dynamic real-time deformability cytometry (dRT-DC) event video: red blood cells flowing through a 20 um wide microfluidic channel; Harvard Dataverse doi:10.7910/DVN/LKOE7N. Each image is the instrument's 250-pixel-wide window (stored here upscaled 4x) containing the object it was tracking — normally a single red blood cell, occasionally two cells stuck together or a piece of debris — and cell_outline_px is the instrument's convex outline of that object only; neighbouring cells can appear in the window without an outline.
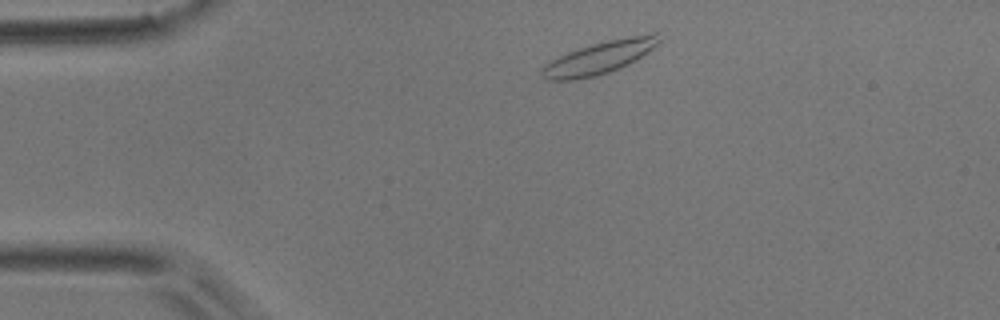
{"species": "common noctule bat (a hibernating species)", "species_latin": "Nyctalus noctula", "temperature_condition": "room temperature", "stored_images_in_passage": 43, "camera_frame_rate_fps": 3000, "um_per_image_px": 0.085, "animal": {"sex": "male", "body_mass_g": 17.9}, "frame": {"image": 1, "passage_image": 2, "time_ms": 0.333, "image_size_px": [1000, 320], "cell_outline_px": [[660, 40], [648, 52], [636, 60], [620, 68], [596, 76], [576, 80], [544, 80], [540, 76], [540, 68], [544, 64], [568, 52], [592, 44], [608, 40], [652, 32], [660, 32]], "centroid_in_image_um": [50.93, 4.91], "position_along_channel_um": 34.1, "area_um2": 22.31}}
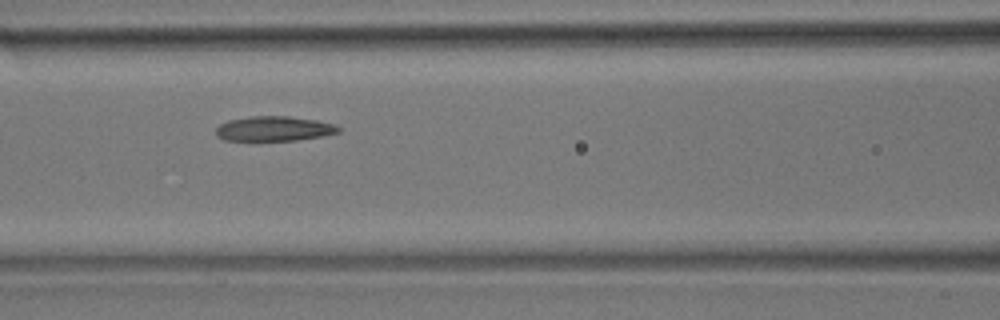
{"frame": {"image": 2, "passage_image": 14, "time_ms": 4.333, "image_size_px": [1000, 320], "cell_outline_px": [[340, 132], [324, 136], [296, 140], [224, 140], [216, 136], [216, 128], [220, 124], [228, 120], [252, 116], [288, 116], [316, 120], [336, 124], [340, 128]], "centroid_in_image_um": [23.31, 10.93], "position_along_channel_um": 143.3, "area_um2": 17.74}}
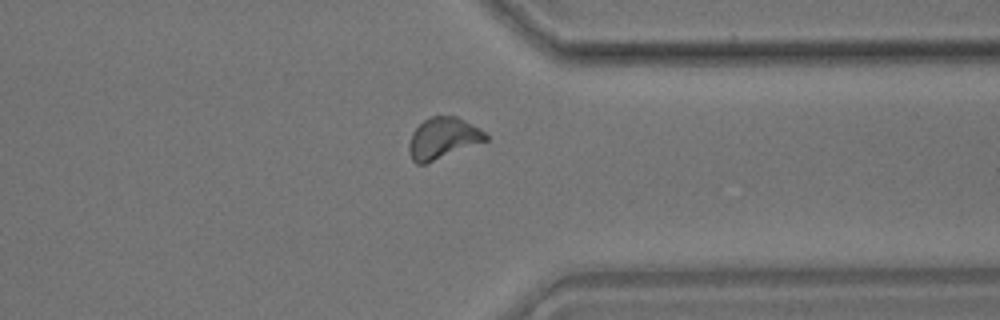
{"frame": {"image": 3, "passage_image": 32, "time_ms": 10.333, "image_size_px": [1000, 320], "cell_outline_px": [[488, 140], [424, 164], [416, 164], [412, 160], [408, 152], [408, 144], [412, 132], [424, 120], [432, 116], [456, 116], [480, 128], [488, 136]], "centroid_in_image_um": [37.63, 11.75], "position_along_channel_um": 373.8, "area_um2": 18.32}, "authors_computed_cell_mechanics": {"area_um2": 18.0336, "velocity_mm_per_s": 3.9274, "shape_relaxation_time_tau1_ms": null, "shape_relaxation_time_tau2_ms": 3.8607, "deformation_change_tau1": null, "deformation_change_tau2": 0.1114}}